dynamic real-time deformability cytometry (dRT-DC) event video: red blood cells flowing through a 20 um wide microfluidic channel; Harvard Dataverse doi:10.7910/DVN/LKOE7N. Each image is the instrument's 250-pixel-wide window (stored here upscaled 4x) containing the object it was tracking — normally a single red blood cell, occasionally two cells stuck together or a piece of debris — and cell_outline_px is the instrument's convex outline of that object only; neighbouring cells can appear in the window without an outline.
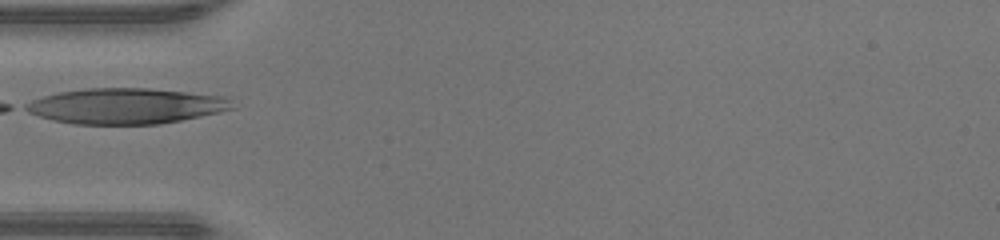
{"species": "human", "species_latin": "Homo sapiens", "temperature_condition": "warm", "stored_images_in_passage": 26, "camera_frame_rate_fps": 3000, "um_per_image_px": 0.085, "donor": {"sex": "male"}, "frame": {"image": 1, "passage_image": 1, "time_ms": 0.0, "image_size_px": [1000, 240], "cell_outline_px": [[236, 108], [220, 112], [160, 124], [72, 124], [52, 120], [28, 112], [20, 108], [24, 104], [32, 100], [44, 96], [60, 92], [84, 88], [148, 88], [228, 96]], "centroid_in_image_um": [10.71, 9.01], "position_along_channel_um": 74.3, "area_um2": 43.12}}
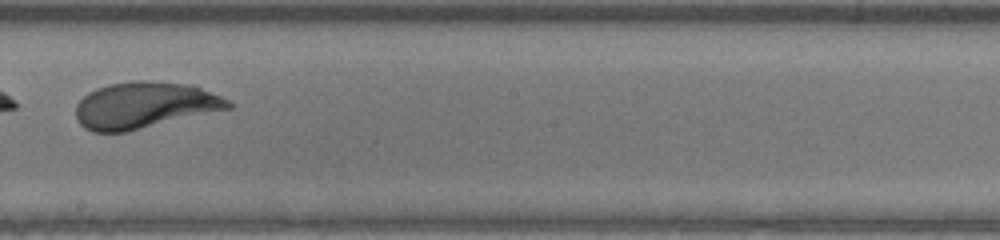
{"frame": {"image": 2, "passage_image": 12, "time_ms": 3.667, "image_size_px": [1000, 240], "cell_outline_px": [[232, 108], [124, 132], [92, 132], [84, 128], [76, 120], [76, 104], [88, 92], [96, 88], [108, 84], [136, 80], [148, 80], [192, 84], [220, 96], [228, 100], [232, 104]], "centroid_in_image_um": [12.25, 8.93], "position_along_channel_um": 235.9, "area_um2": 41.27}}